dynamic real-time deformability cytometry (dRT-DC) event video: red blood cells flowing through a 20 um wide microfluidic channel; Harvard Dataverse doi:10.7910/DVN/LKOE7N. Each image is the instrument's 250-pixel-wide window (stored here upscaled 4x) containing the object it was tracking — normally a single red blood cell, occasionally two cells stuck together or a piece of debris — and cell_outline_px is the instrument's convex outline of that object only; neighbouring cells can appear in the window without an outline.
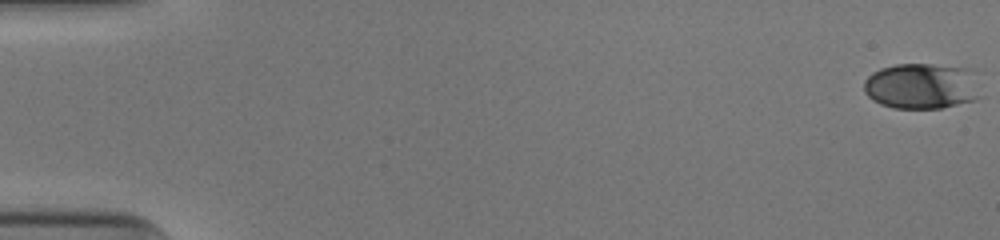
{"species": "human", "species_latin": "Homo sapiens", "temperature_condition": "cold", "stored_images_in_passage": 53, "camera_frame_rate_fps": 3000, "um_per_image_px": 0.085, "donor": {"sex": "male"}, "frame": {"image": 1, "passage_image": 1, "time_ms": 0.0, "image_size_px": [1000, 240], "cell_outline_px": [[976, 96], [972, 100], [940, 108], [896, 108], [880, 104], [872, 100], [868, 96], [864, 88], [864, 80], [872, 72], [880, 68], [896, 64], [928, 64], [968, 68]], "centroid_in_image_um": [78.18, 7.31], "position_along_channel_um": 6.8, "area_um2": 30.17}}
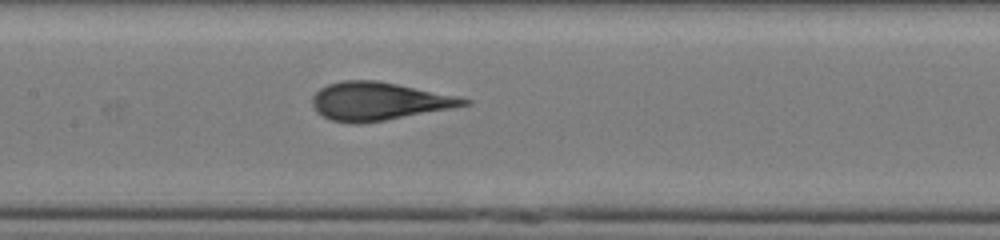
{"frame": {"image": 2, "passage_image": 27, "time_ms": 8.667, "image_size_px": [1000, 240], "cell_outline_px": [[472, 104], [384, 120], [332, 120], [316, 112], [312, 104], [312, 96], [320, 88], [328, 84], [344, 80], [376, 80], [460, 96], [472, 100]], "centroid_in_image_um": [32.23, 8.55], "position_along_channel_um": 175.2, "area_um2": 32.66}}
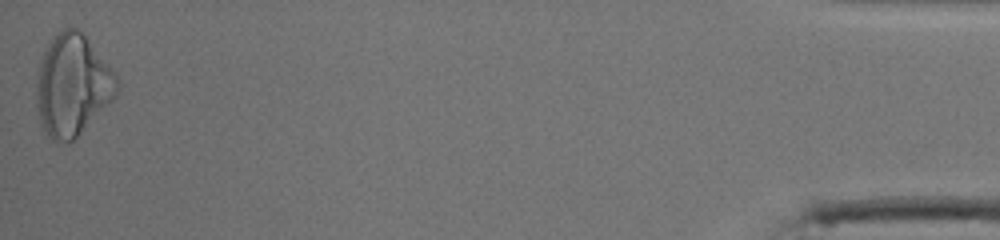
{"frame": {"image": 3, "passage_image": 53, "time_ms": 17.333, "image_size_px": [1000, 240], "cell_outline_px": [[120, 88], [116, 96], [68, 144], [52, 140], [48, 136], [40, 124], [36, 104], [36, 84], [40, 64], [44, 52], [52, 36], [64, 28], [76, 28], [84, 36], [116, 72], [120, 80]], "centroid_in_image_um": [6.16, 7.25], "position_along_channel_um": 429.0, "area_um2": 47.4}, "authors_computed_cell_mechanics": {"area_um2": 32.8304, "velocity_mm_per_s": 3.9624, "shape_relaxation_time_tau1_ms": 5.3718, "shape_relaxation_time_tau2_ms": 0.6885, "deformation_change_tau1": 0.2108, "deformation_change_tau2": 0.0698}}